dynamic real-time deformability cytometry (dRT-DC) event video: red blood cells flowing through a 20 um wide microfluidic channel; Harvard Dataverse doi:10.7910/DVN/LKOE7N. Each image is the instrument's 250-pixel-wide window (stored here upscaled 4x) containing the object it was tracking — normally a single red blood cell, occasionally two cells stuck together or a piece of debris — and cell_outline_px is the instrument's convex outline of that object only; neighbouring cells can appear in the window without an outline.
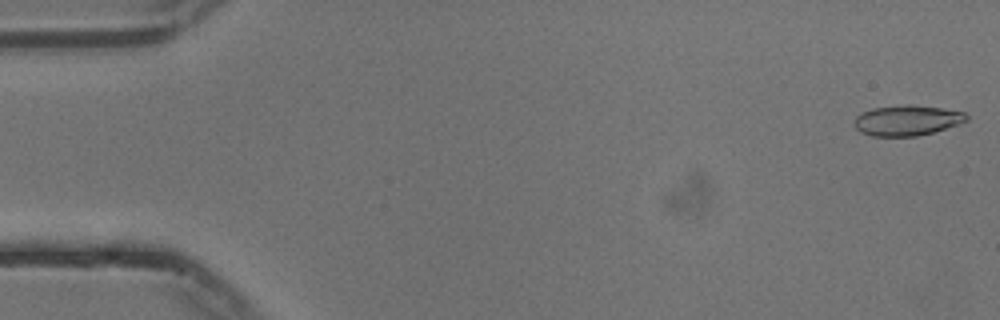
{"species": "common noctule bat (a hibernating species)", "species_latin": "Nyctalus noctula", "temperature_condition": "cold", "stored_images_in_passage": 21, "camera_frame_rate_fps": 3000, "um_per_image_px": 0.085, "animal": {"sex": "male", "body_mass_g": 13.3}, "frame": {"image": 1, "passage_image": 1, "time_ms": 0.0, "image_size_px": [1000, 320], "cell_outline_px": [[968, 120], [960, 124], [932, 132], [916, 136], [872, 136], [860, 132], [852, 124], [856, 116], [872, 108], [904, 104], [908, 104], [940, 108], [964, 112], [968, 116]], "centroid_in_image_um": [77.07, 10.23], "position_along_channel_um": 7.9, "area_um2": 19.88}}
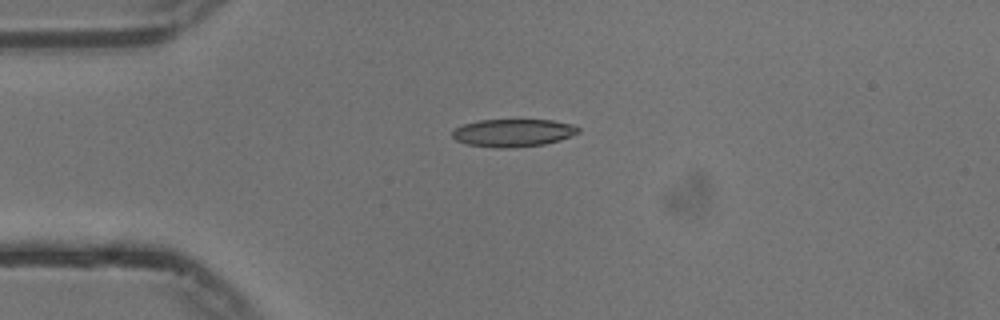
{"frame": {"image": 2, "passage_image": 13, "time_ms": 4.0, "image_size_px": [1000, 320], "cell_outline_px": [[580, 132], [572, 136], [560, 140], [544, 144], [504, 148], [496, 148], [468, 144], [456, 140], [452, 136], [452, 132], [456, 128], [464, 124], [480, 120], [552, 120], [572, 124], [580, 128]], "centroid_in_image_um": [43.64, 11.29], "position_along_channel_um": 41.4, "area_um2": 20.23}}